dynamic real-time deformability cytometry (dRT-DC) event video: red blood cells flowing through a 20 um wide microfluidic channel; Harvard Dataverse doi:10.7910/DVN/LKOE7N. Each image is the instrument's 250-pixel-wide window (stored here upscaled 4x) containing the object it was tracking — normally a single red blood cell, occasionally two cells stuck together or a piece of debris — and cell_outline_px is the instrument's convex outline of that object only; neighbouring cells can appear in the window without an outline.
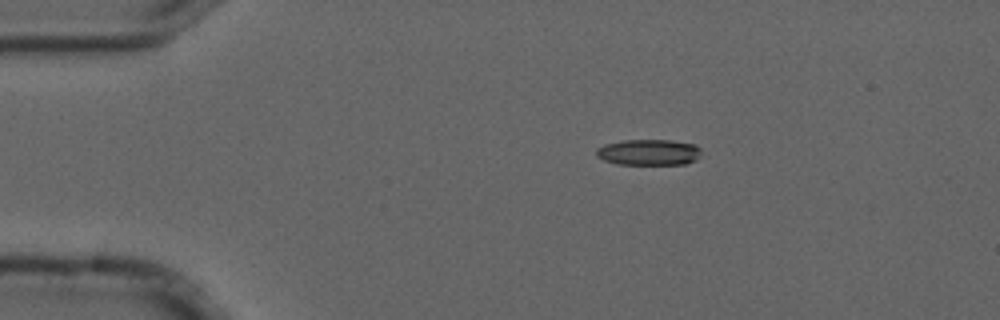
{"species": "common noctule bat (a hibernating species)", "species_latin": "Nyctalus noctula", "temperature_condition": "cold", "stored_images_in_passage": 3, "camera_frame_rate_fps": 3000, "um_per_image_px": 0.085, "animal": {"sex": "male", "forearm_length_mm": 52.5}, "frame": {"image": 1, "passage_image": 1, "time_ms": 0.0, "image_size_px": [1000, 320], "cell_outline_px": [[700, 156], [696, 160], [684, 164], [616, 164], [604, 160], [596, 156], [596, 148], [604, 144], [624, 140], [672, 140], [696, 144], [700, 148]], "centroid_in_image_um": [55.15, 12.94], "position_along_channel_um": 29.9, "area_um2": 16.01}}
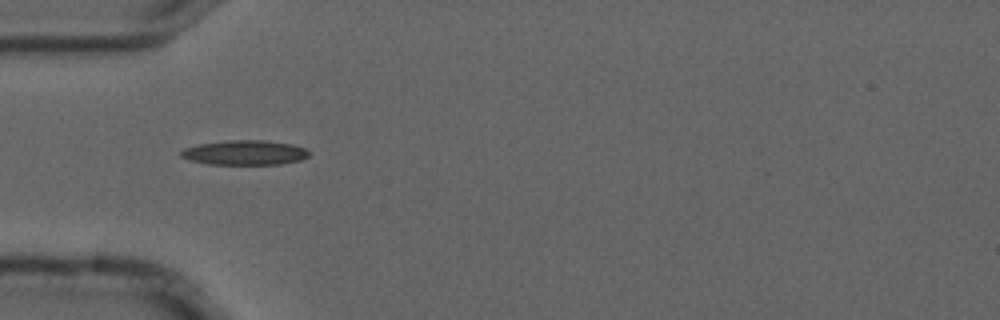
{"frame": {"image": 2, "passage_image": 3, "time_ms": 0.667, "image_size_px": [1000, 320], "cell_outline_px": [[312, 152], [308, 156], [300, 160], [280, 164], [208, 164], [188, 160], [180, 156], [180, 152], [184, 148], [200, 144], [228, 140], [268, 140], [292, 144], [304, 148]], "centroid_in_image_um": [20.81, 12.97], "position_along_channel_um": 64.2, "area_um2": 18.5}}